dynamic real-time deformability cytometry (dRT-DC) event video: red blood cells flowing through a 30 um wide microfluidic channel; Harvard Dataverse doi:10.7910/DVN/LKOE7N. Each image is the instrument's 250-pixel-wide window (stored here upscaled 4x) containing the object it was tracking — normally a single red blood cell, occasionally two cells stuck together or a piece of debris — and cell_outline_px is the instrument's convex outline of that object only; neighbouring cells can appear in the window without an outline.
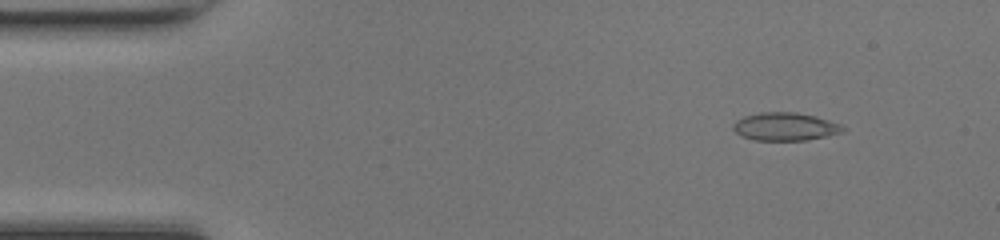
{"species": "common noctule bat (a hibernating species)", "species_latin": "Nyctalus noctula", "temperature_condition": "room temperature", "stored_images_in_passage": 49, "camera_frame_rate_fps": 3000, "um_per_image_px": 0.085, "animal": {"sex": "female", "body_mass_g": 17.0, "forearm_length_mm": 48.0}, "frame": {"image": 1, "passage_image": 6, "time_ms": 1.667, "image_size_px": [1000, 240], "cell_outline_px": [[848, 128], [844, 132], [828, 136], [804, 140], [752, 140], [740, 136], [732, 128], [732, 124], [736, 120], [744, 116], [760, 112], [796, 112], [816, 116], [840, 124]], "centroid_in_image_um": [66.74, 10.76], "position_along_channel_um": 18.3, "area_um2": 18.15}}
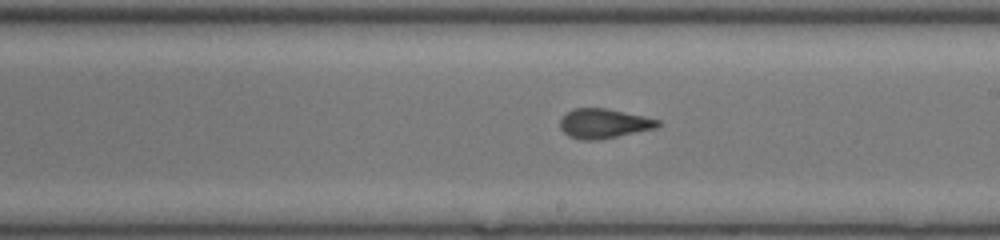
{"frame": {"image": 2, "passage_image": 28, "time_ms": 9.0, "image_size_px": [1000, 240], "cell_outline_px": [[660, 124], [656, 128], [600, 140], [580, 140], [568, 136], [560, 128], [560, 120], [572, 108], [604, 108], [644, 116], [660, 120]], "centroid_in_image_um": [51.31, 10.51], "position_along_channel_um": 237.7, "area_um2": 16.82}}
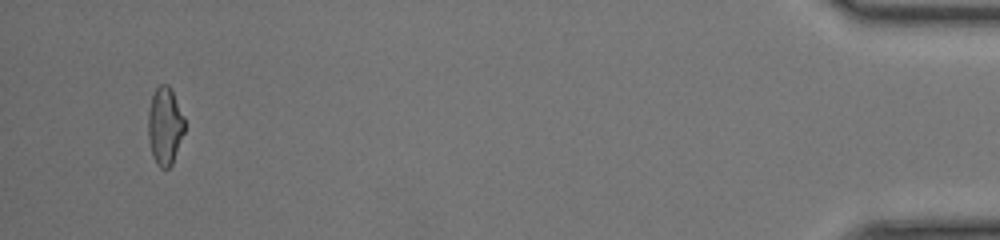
{"frame": {"image": 3, "passage_image": 47, "time_ms": 15.333, "image_size_px": [1000, 240], "cell_outline_px": [[184, 132], [172, 164], [168, 168], [160, 168], [156, 164], [152, 156], [148, 136], [148, 108], [152, 96], [156, 88], [160, 84], [168, 84], [184, 116]], "centroid_in_image_um": [14.0, 10.72], "position_along_channel_um": 421.2, "area_um2": 16.47}, "authors_computed_cell_mechanics": {"area_um2": 17.2822, "velocity_mm_per_s": 4.272, "shape_relaxation_time_tau1_ms": null, "shape_relaxation_time_tau2_ms": 0.7816, "deformation_change_tau1": null, "deformation_change_tau2": 0.0584}}